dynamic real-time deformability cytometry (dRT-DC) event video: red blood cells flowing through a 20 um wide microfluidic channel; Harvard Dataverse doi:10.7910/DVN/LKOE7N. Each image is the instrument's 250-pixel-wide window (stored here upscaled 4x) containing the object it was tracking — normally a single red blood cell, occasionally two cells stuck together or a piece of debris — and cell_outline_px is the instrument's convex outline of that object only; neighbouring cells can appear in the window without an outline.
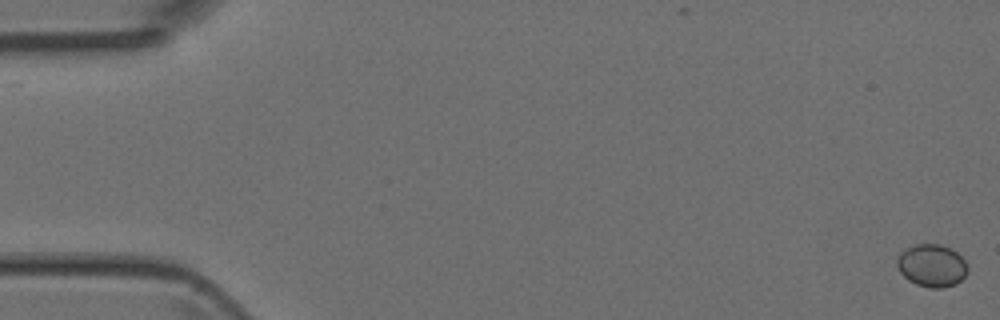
{"species": "Egyptian fruit bat (a non-hibernating species)", "species_latin": "Rousettus aegyptiacus", "temperature_condition": "room temperature", "stored_images_in_passage": 4, "camera_frame_rate_fps": 3000, "um_per_image_px": 0.085, "animal": {"sex": "female"}, "frame": {"image": 1, "passage_image": 1, "time_ms": 0.0, "image_size_px": [1000, 320], "cell_outline_px": [[968, 272], [956, 284], [944, 288], [932, 288], [916, 284], [908, 280], [900, 272], [896, 264], [896, 260], [900, 252], [916, 244], [940, 244], [952, 248], [964, 260], [968, 268]], "centroid_in_image_um": [79.2, 22.57], "position_along_channel_um": 5.8, "area_um2": 17.57}}